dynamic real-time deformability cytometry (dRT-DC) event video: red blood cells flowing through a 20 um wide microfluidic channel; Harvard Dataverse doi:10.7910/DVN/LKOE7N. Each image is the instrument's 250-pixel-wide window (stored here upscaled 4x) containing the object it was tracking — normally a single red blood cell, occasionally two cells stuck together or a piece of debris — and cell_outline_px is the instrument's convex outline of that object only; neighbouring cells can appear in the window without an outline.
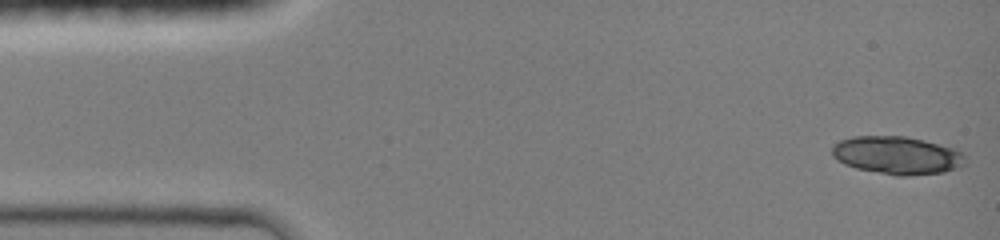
{"species": "common noctule bat (a hibernating species)", "species_latin": "Nyctalus noctula", "temperature_condition": "room temperature", "stored_images_in_passage": 44, "camera_frame_rate_fps": 3000, "um_per_image_px": 0.085, "animal": {"sex": "female", "body_mass_g": 19.0, "forearm_length_mm": 51.5}, "frame": {"image": 1, "passage_image": 1, "time_ms": 0.0, "image_size_px": [1000, 240], "cell_outline_px": [[964, 156], [960, 164], [952, 168], [940, 172], [900, 176], [856, 168], [844, 164], [836, 160], [832, 156], [832, 148], [840, 140], [852, 136], [904, 136], [924, 140], [952, 148], [960, 152]], "centroid_in_image_um": [76.14, 13.18], "position_along_channel_um": 8.9, "area_um2": 28.67}}
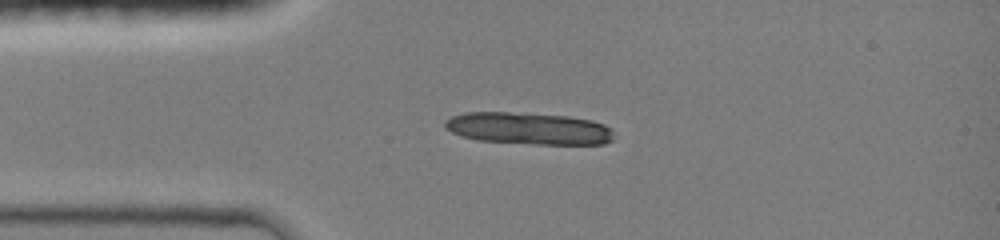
{"frame": {"image": 2, "passage_image": 10, "time_ms": 3.0, "image_size_px": [1000, 240], "cell_outline_px": [[612, 140], [604, 144], [536, 144], [480, 140], [464, 136], [452, 132], [444, 128], [444, 120], [452, 116], [464, 112], [508, 112], [568, 116], [592, 120], [604, 124], [612, 128]], "centroid_in_image_um": [44.94, 10.91], "position_along_channel_um": 40.1, "area_um2": 31.44}, "authors_computed_cell_mechanics": {"area_um2": 19.7676, "velocity_mm_per_s": 4.2108, "shape_relaxation_time_tau1_ms": 2.3038, "shape_relaxation_time_tau2_ms": 1.7622, "deformation_change_tau1": 0.3209, "deformation_change_tau2": 0.0605}}